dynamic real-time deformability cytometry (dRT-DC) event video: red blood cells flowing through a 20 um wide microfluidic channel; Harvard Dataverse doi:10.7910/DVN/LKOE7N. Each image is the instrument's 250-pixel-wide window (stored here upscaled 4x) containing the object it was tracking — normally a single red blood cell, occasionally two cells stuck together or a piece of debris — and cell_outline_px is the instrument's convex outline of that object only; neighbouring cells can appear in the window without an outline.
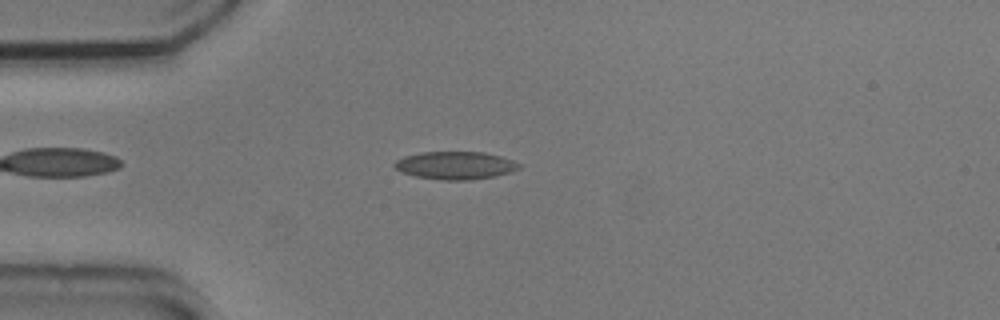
{"species": "common noctule bat (a hibernating species)", "species_latin": "Nyctalus noctula", "temperature_condition": "cold", "stored_images_in_passage": 41, "camera_frame_rate_fps": 3000, "um_per_image_px": 0.085, "animal": {"sex": "male", "body_mass_g": 20.5, "forearm_length_mm": 52.5}, "frame": {"image": 1, "passage_image": 1, "time_ms": 0.0, "image_size_px": [1000, 320], "cell_outline_px": [[520, 168], [512, 172], [496, 176], [468, 180], [440, 180], [416, 176], [400, 172], [392, 164], [396, 160], [404, 156], [424, 152], [484, 152], [500, 156], [512, 160], [520, 164]], "centroid_in_image_um": [38.7, 14.06], "position_along_channel_um": 46.3, "area_um2": 20.23}}
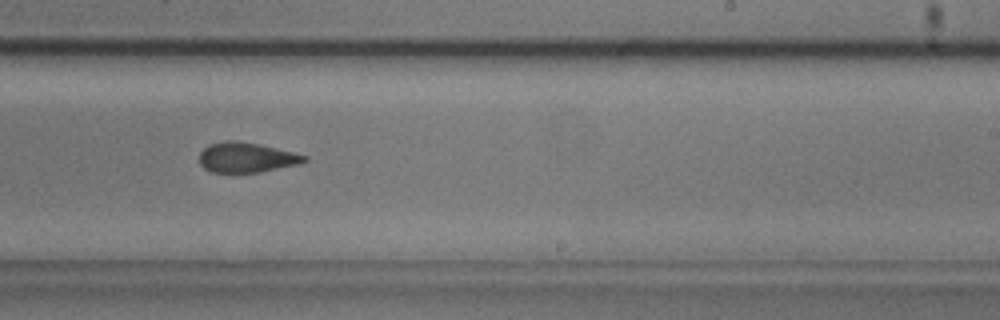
{"frame": {"image": 2, "passage_image": 20, "time_ms": 6.333, "image_size_px": [1000, 320], "cell_outline_px": [[308, 160], [300, 164], [260, 172], [212, 172], [204, 168], [200, 164], [200, 152], [208, 144], [228, 140], [236, 140], [260, 144], [308, 156]], "centroid_in_image_um": [20.95, 13.38], "position_along_channel_um": 268.0, "area_um2": 18.38}}
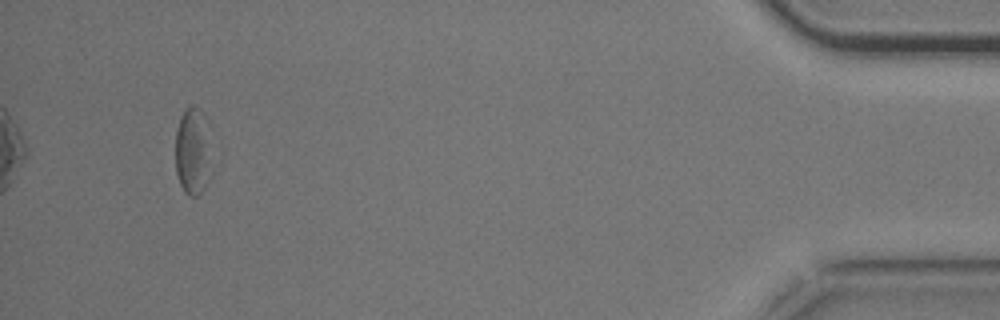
{"frame": {"image": 3, "passage_image": 38, "time_ms": 12.333, "image_size_px": [1000, 320], "cell_outline_px": [[212, 176], [204, 188], [196, 196], [192, 196], [184, 192], [180, 184], [176, 172], [176, 132], [180, 116], [192, 104], [200, 108], [204, 112], [208, 120], [212, 164]], "centroid_in_image_um": [16.44, 12.84], "position_along_channel_um": 418.8, "area_um2": 19.19}, "authors_computed_cell_mechanics": {"area_um2": 19.1318, "velocity_mm_per_s": 3.7301, "shape_relaxation_time_tau1_ms": 5.0823, "shape_relaxation_time_tau2_ms": 2.4, "deformation_change_tau1": 0.1054, "deformation_change_tau2": 0.0707}}